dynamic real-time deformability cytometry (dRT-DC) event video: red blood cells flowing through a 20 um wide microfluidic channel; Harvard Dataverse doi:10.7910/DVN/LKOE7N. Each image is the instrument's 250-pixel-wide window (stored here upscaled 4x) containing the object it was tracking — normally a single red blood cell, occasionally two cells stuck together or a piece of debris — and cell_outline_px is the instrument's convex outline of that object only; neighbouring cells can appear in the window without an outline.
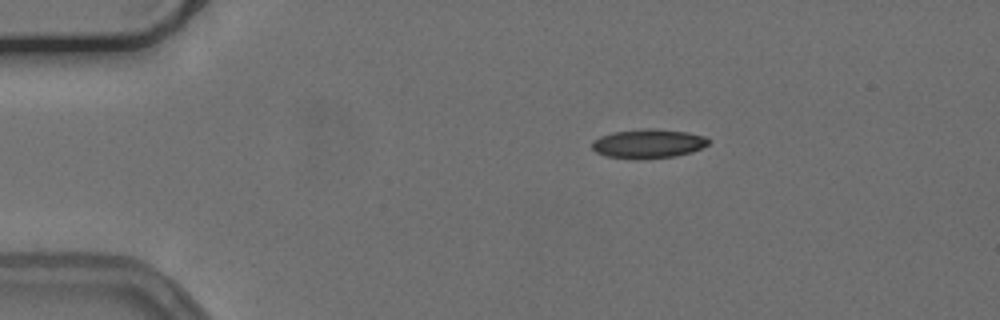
{"species": "common noctule bat (a hibernating species)", "species_latin": "Nyctalus noctula", "temperature_condition": "cold", "stored_images_in_passage": 45, "camera_frame_rate_fps": 3000, "um_per_image_px": 0.085, "animal": {"sex": "female", "body_mass_g": 24.6, "forearm_length_mm": 56.2}, "frame": {"image": 1, "passage_image": 1, "time_ms": 0.0, "image_size_px": [1000, 320], "cell_outline_px": [[708, 144], [692, 152], [676, 156], [640, 160], [636, 160], [604, 156], [596, 152], [592, 148], [592, 140], [600, 136], [612, 132], [640, 128], [652, 128], [688, 132], [704, 136], [708, 140]], "centroid_in_image_um": [55.05, 12.22], "position_along_channel_um": 30.0, "area_um2": 20.11}}
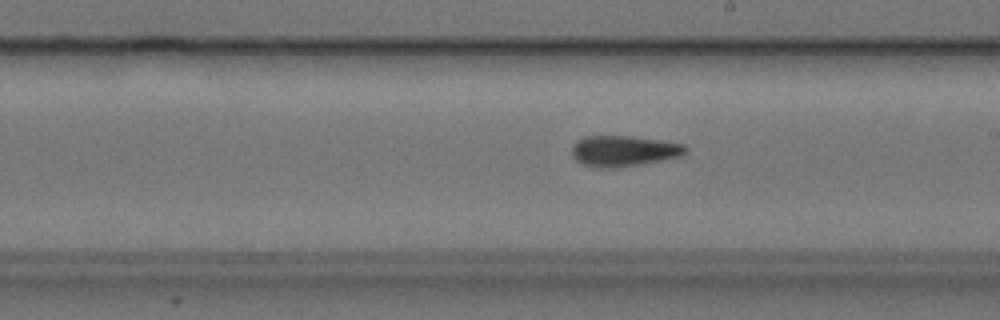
{"frame": {"image": 2, "passage_image": 22, "time_ms": 7.0, "image_size_px": [1000, 320], "cell_outline_px": [[688, 152], [680, 156], [660, 160], [636, 164], [608, 168], [596, 168], [584, 164], [576, 160], [572, 156], [572, 148], [576, 140], [584, 136], [632, 136], [660, 140], [684, 144], [688, 148]], "centroid_in_image_um": [53.0, 12.81], "position_along_channel_um": 236.0, "area_um2": 20.23}}
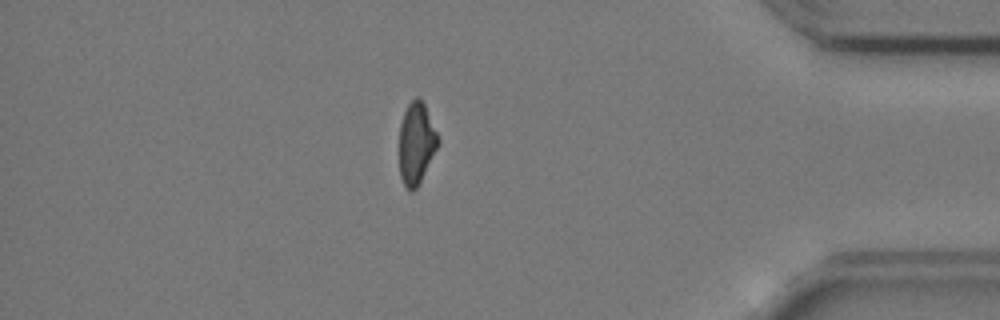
{"frame": {"image": 3, "passage_image": 38, "time_ms": 12.333, "image_size_px": [1000, 320], "cell_outline_px": [[440, 144], [416, 188], [412, 192], [404, 184], [400, 176], [400, 124], [404, 112], [408, 104], [416, 96], [420, 96], [424, 104], [440, 140]], "centroid_in_image_um": [35.4, 12.15], "position_along_channel_um": 399.8, "area_um2": 18.26}, "authors_computed_cell_mechanics": {"area_um2": 20.1144, "velocity_mm_per_s": 3.7643, "shape_relaxation_time_tau1_ms": null, "shape_relaxation_time_tau2_ms": 3.301, "deformation_change_tau1": null, "deformation_change_tau2": 0.0943}}